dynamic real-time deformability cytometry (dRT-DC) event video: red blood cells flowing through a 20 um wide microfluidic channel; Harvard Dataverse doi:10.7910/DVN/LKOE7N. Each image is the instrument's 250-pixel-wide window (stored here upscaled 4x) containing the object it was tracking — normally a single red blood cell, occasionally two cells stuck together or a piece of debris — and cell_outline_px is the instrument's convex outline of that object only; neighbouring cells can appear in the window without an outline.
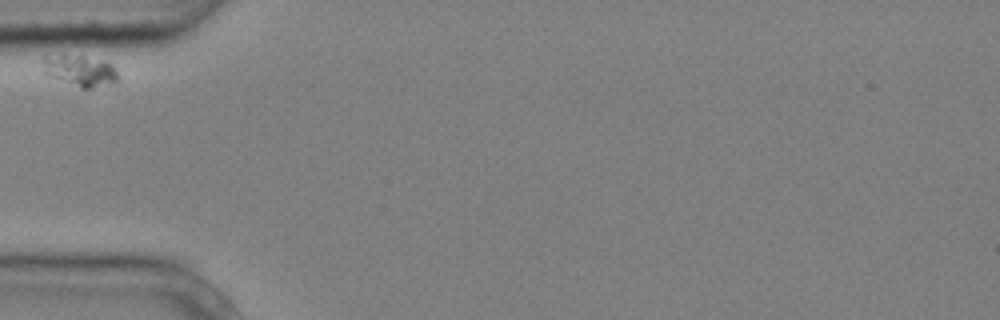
{"species": "common noctule bat (a hibernating species)", "species_latin": "Nyctalus noctula", "temperature_condition": "cold", "stored_images_in_passage": 3, "camera_frame_rate_fps": 3000, "um_per_image_px": 0.085, "animal": {"sex": "male", "body_mass_g": 20.4}, "frame": {"image": 1, "passage_image": 1, "time_ms": 0.0, "image_size_px": [1000, 320], "cell_outline_px": [[116, 80], [112, 84], [92, 88], [80, 88], [52, 76], [44, 72], [44, 56], [84, 56], [104, 60], [112, 64], [116, 72]], "centroid_in_image_um": [6.86, 6.02], "position_along_channel_um": 78.1, "area_um2": 13.18}}
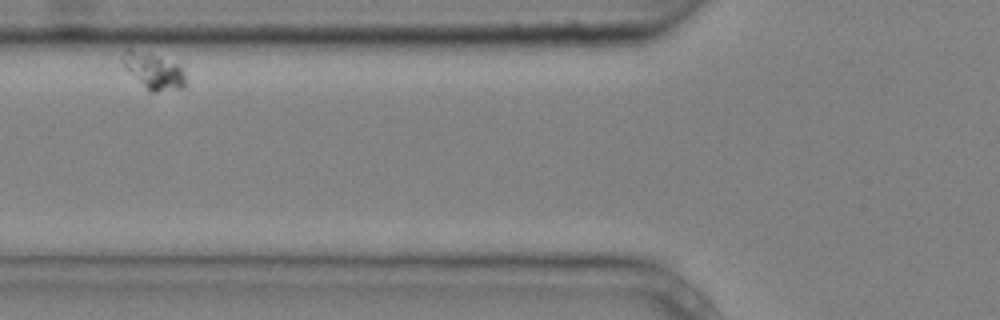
{"frame": {"image": 2, "passage_image": 2, "time_ms": 0.333, "image_size_px": [1000, 320], "cell_outline_px": [[184, 88], [156, 92], [152, 92], [120, 60], [128, 48], [180, 64], [184, 72]], "centroid_in_image_um": [13.13, 6.04], "position_along_channel_um": 112.7, "area_um2": 12.31}}